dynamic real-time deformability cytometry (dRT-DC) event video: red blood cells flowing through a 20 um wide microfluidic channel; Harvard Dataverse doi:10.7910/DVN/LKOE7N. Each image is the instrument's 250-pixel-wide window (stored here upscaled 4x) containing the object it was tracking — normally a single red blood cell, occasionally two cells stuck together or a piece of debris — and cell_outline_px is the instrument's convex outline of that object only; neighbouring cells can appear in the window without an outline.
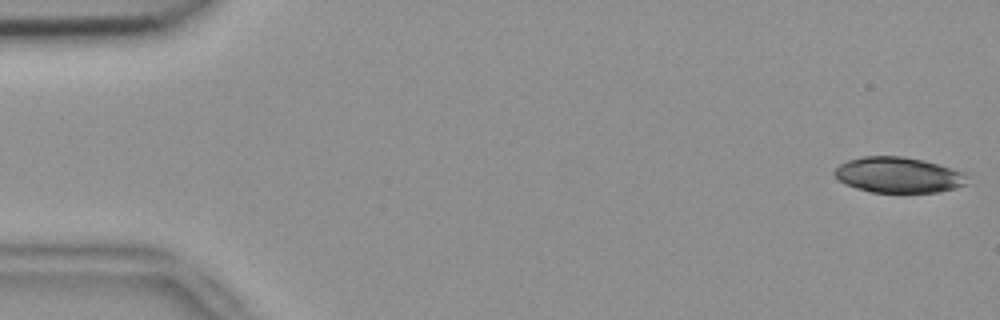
{"species": "common noctule bat (a hibernating species)", "species_latin": "Nyctalus noctula", "temperature_condition": "room temperature", "stored_images_in_passage": 52, "camera_frame_rate_fps": 3000, "um_per_image_px": 0.085, "animal": {"sex": "female", "body_mass_g": 18.4}, "frame": {"image": 1, "passage_image": 1, "time_ms": 0.0, "image_size_px": [1000, 320], "cell_outline_px": [[968, 184], [956, 188], [936, 192], [868, 192], [844, 184], [832, 172], [840, 164], [848, 160], [864, 156], [904, 156], [924, 160], [964, 172]], "centroid_in_image_um": [76.35, 14.87], "position_along_channel_um": 8.6, "area_um2": 27.57}}